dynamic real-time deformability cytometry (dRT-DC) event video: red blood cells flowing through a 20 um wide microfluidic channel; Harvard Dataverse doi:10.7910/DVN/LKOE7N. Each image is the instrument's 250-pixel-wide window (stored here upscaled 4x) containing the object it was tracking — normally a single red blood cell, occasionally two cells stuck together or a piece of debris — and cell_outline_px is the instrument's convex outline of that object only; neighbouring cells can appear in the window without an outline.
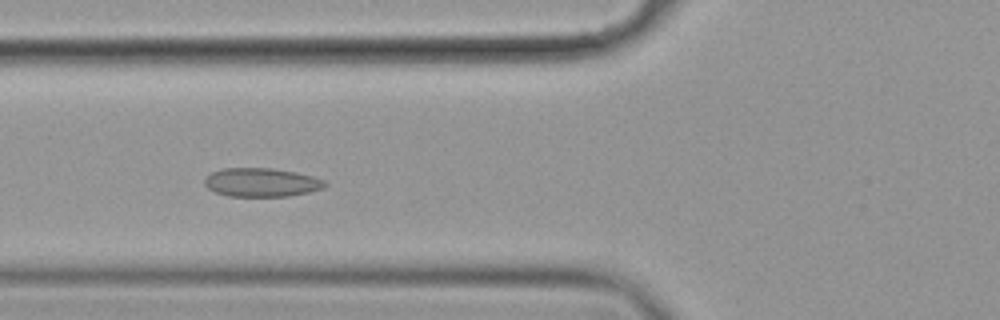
{"species": "common noctule bat (a hibernating species)", "species_latin": "Nyctalus noctula", "temperature_condition": "cold", "stored_images_in_passage": 9, "camera_frame_rate_fps": 3000, "um_per_image_px": 0.085, "animal": {"sex": "female", "body_mass_g": 19.9}, "frame": {"image": 1, "passage_image": 6, "time_ms": 1.667, "image_size_px": [1000, 320], "cell_outline_px": [[328, 184], [324, 188], [308, 192], [288, 196], [228, 196], [216, 192], [208, 188], [204, 184], [204, 180], [212, 172], [224, 168], [272, 168], [296, 172], [312, 176], [324, 180]], "centroid_in_image_um": [22.24, 15.5], "position_along_channel_um": 103.6, "area_um2": 20.06}}
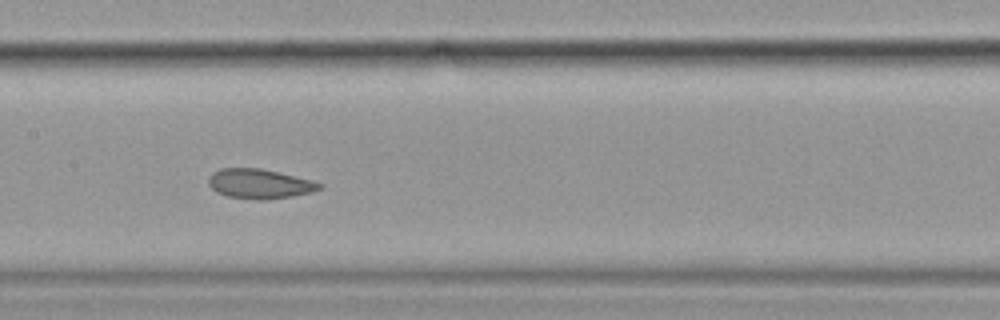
{"frame": {"image": 2, "passage_image": 8, "time_ms": 2.333, "image_size_px": [1000, 320], "cell_outline_px": [[320, 188], [312, 192], [292, 196], [268, 200], [260, 200], [228, 196], [216, 192], [208, 184], [208, 176], [212, 172], [220, 168], [260, 168], [312, 180], [320, 184]], "centroid_in_image_um": [22.01, 15.62], "position_along_channel_um": 185.4, "area_um2": 19.07}}
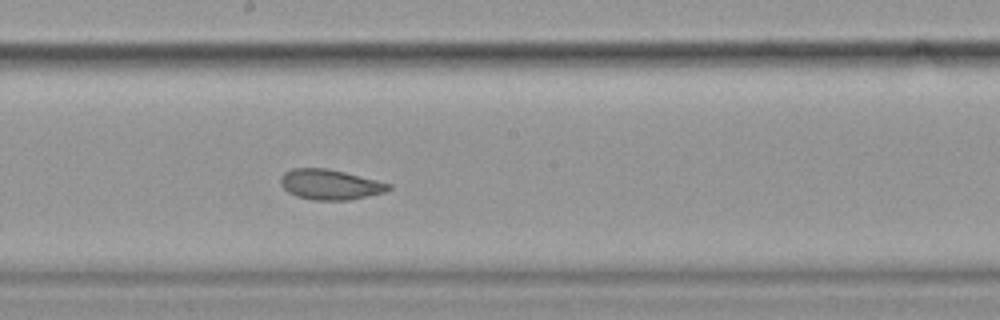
{"frame": {"image": 3, "passage_image": 9, "time_ms": 2.667, "image_size_px": [1000, 320], "cell_outline_px": [[392, 188], [384, 192], [348, 200], [312, 200], [296, 196], [288, 192], [280, 184], [280, 176], [284, 172], [292, 168], [328, 168], [392, 184]], "centroid_in_image_um": [28.02, 15.68], "position_along_channel_um": 220.2, "area_um2": 19.02}}